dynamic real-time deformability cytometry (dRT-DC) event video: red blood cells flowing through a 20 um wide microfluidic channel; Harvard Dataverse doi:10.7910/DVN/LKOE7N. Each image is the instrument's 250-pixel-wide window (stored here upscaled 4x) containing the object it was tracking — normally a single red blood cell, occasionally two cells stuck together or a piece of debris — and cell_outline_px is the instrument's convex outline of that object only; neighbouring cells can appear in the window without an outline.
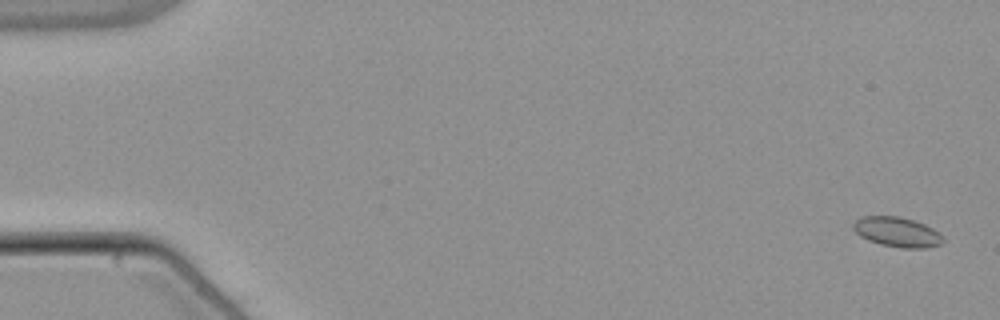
{"species": "common noctule bat (a hibernating species)", "species_latin": "Nyctalus noctula", "temperature_condition": "warm", "stored_images_in_passage": 55, "camera_frame_rate_fps": 3000, "um_per_image_px": 0.085, "animal": {"sex": "male", "body_mass_g": 21.5, "forearm_length_mm": 52.0}, "frame": {"image": 1, "passage_image": 2, "time_ms": 0.333, "image_size_px": [1000, 320], "cell_outline_px": [[944, 240], [940, 244], [924, 248], [900, 248], [880, 244], [868, 240], [860, 236], [852, 228], [852, 224], [860, 216], [896, 216], [912, 220], [924, 224], [932, 228]], "centroid_in_image_um": [76.19, 19.72], "position_along_channel_um": 8.8, "area_um2": 15.43}}
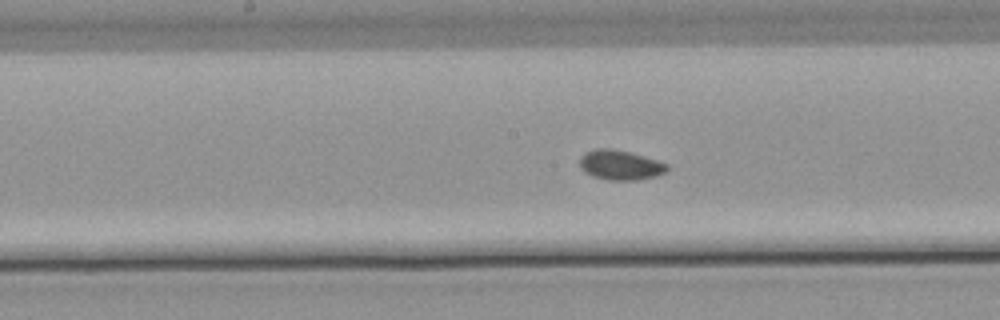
{"frame": {"image": 2, "passage_image": 29, "time_ms": 9.333, "image_size_px": [1000, 320], "cell_outline_px": [[668, 168], [664, 172], [656, 176], [640, 180], [608, 180], [592, 176], [584, 172], [580, 168], [580, 156], [584, 152], [596, 148], [612, 148], [628, 152], [656, 160], [668, 164]], "centroid_in_image_um": [52.67, 14.03], "position_along_channel_um": 195.5, "area_um2": 15.2}}
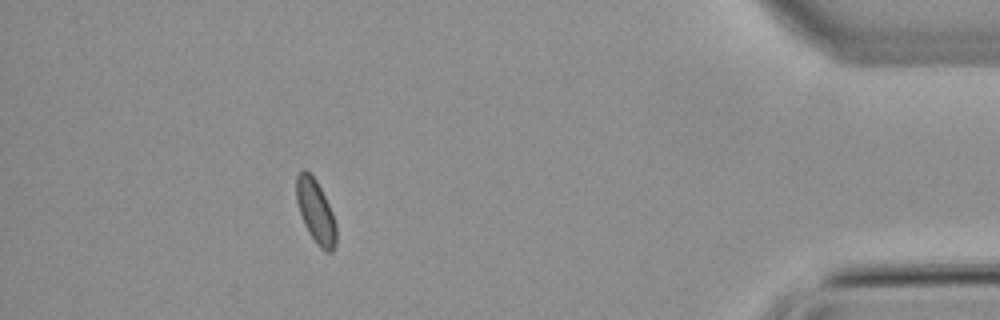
{"frame": {"image": 3, "passage_image": 50, "time_ms": 16.333, "image_size_px": [1000, 320], "cell_outline_px": [[336, 244], [332, 252], [324, 252], [320, 248], [308, 232], [300, 212], [296, 200], [296, 176], [300, 168], [304, 168], [316, 180], [332, 212], [336, 224]], "centroid_in_image_um": [26.82, 17.97], "position_along_channel_um": 408.4, "area_um2": 14.68}, "authors_computed_cell_mechanics": {"area_um2": 14.6234, "velocity_mm_per_s": 3.7965, "shape_relaxation_time_tau1_ms": 3.9268, "shape_relaxation_time_tau2_ms": 6.9478, "deformation_change_tau1": 0.0643, "deformation_change_tau2": 0.0595}}